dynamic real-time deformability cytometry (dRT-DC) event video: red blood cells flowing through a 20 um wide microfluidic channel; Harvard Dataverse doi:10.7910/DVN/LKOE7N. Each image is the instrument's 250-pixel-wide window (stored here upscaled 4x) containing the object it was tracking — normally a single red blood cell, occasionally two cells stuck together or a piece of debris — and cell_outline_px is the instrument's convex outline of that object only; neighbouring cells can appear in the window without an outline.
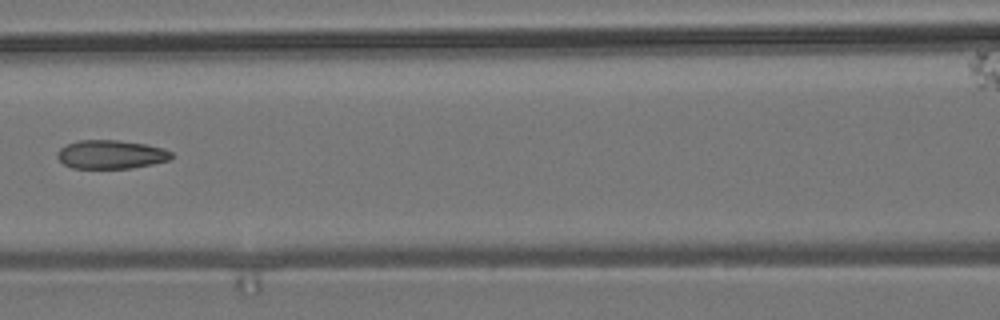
{"species": "common noctule bat (a hibernating species)", "species_latin": "Nyctalus noctula", "temperature_condition": "room temperature", "stored_images_in_passage": 7, "camera_frame_rate_fps": 3000, "um_per_image_px": 0.085, "animal": {"sex": "male", "body_mass_g": 19.2, "forearm_length_mm": 51.8}, "frame": {"image": 1, "passage_image": 6, "time_ms": 7.0, "image_size_px": [1000, 320], "cell_outline_px": [[172, 156], [168, 160], [152, 164], [132, 168], [72, 168], [64, 164], [56, 156], [56, 152], [60, 148], [68, 144], [80, 140], [116, 140], [144, 144], [164, 148], [172, 152]], "centroid_in_image_um": [9.41, 13.13], "position_along_channel_um": 157.2, "area_um2": 18.96}}
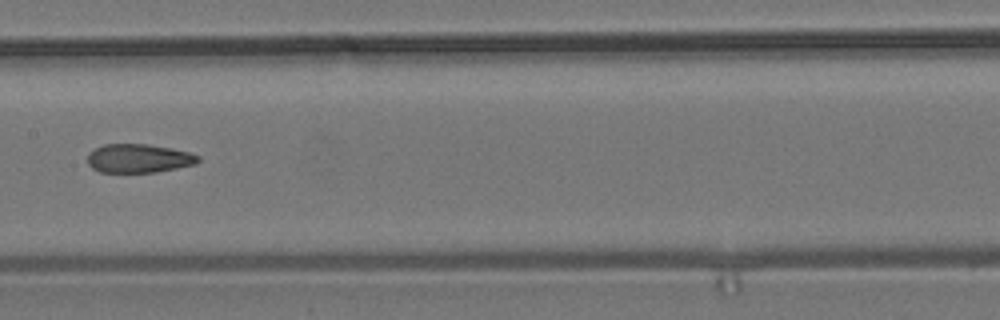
{"frame": {"image": 2, "passage_image": 7, "time_ms": 8.0, "image_size_px": [1000, 320], "cell_outline_px": [[200, 160], [196, 164], [156, 172], [100, 172], [92, 168], [88, 164], [88, 152], [104, 144], [148, 144], [172, 148], [188, 152], [200, 156]], "centroid_in_image_um": [11.79, 13.46], "position_along_channel_um": 195.6, "area_um2": 18.55}}